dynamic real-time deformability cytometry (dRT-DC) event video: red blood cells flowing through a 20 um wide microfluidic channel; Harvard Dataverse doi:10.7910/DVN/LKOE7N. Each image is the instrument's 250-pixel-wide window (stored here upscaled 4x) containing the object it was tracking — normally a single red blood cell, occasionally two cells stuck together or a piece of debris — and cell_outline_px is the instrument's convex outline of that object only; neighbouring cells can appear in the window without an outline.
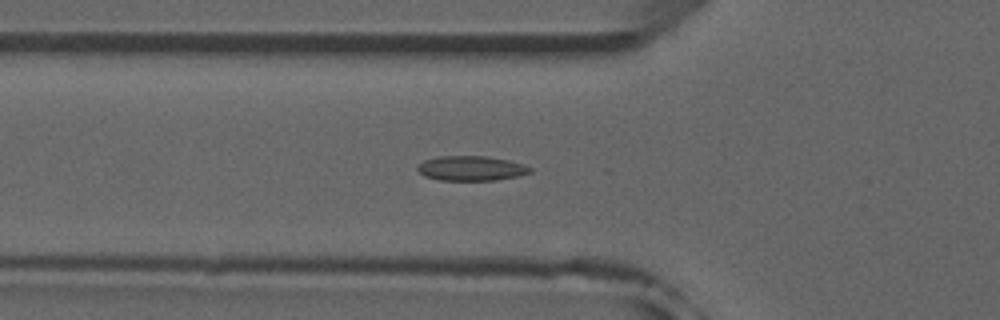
{"species": "common noctule bat (a hibernating species)", "species_latin": "Nyctalus noctula", "temperature_condition": "room temperature", "stored_images_in_passage": 44, "camera_frame_rate_fps": 3000, "um_per_image_px": 0.085, "animal": {"sex": "male", "forearm_length_mm": 52.5}, "frame": {"image": 1, "passage_image": 10, "time_ms": 3.0, "image_size_px": [1000, 320], "cell_outline_px": [[532, 172], [520, 176], [496, 180], [440, 180], [424, 176], [416, 168], [424, 160], [440, 156], [488, 156], [508, 160], [524, 164], [532, 168]], "centroid_in_image_um": [40.09, 14.31], "position_along_channel_um": 85.7, "area_um2": 16.3}}
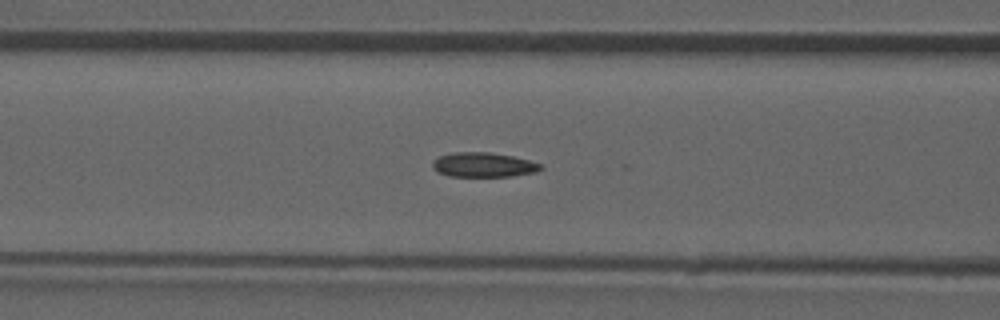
{"frame": {"image": 2, "passage_image": 13, "time_ms": 4.0, "image_size_px": [1000, 320], "cell_outline_px": [[544, 168], [536, 172], [512, 176], [448, 176], [436, 172], [432, 168], [432, 160], [440, 156], [452, 152], [488, 152], [512, 156], [544, 164]], "centroid_in_image_um": [41.08, 14.01], "position_along_channel_um": 125.5, "area_um2": 15.66}}
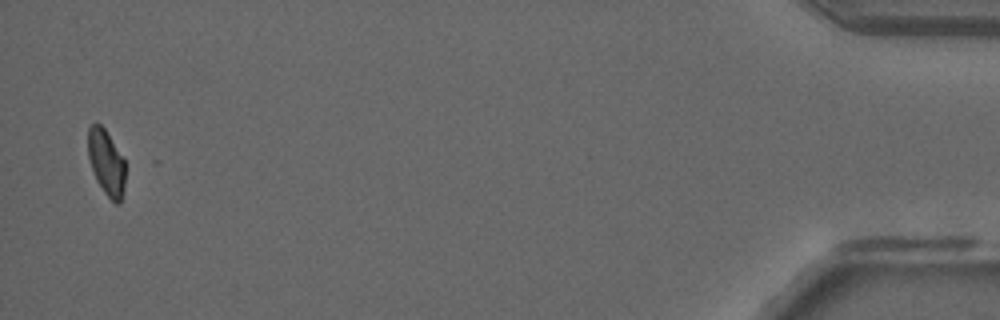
{"frame": {"image": 3, "passage_image": 43, "time_ms": 14.0, "image_size_px": [1000, 320], "cell_outline_px": [[124, 188], [120, 204], [116, 204], [104, 192], [96, 180], [88, 156], [88, 128], [92, 124], [100, 124], [104, 128], [124, 160]], "centroid_in_image_um": [9.02, 13.83], "position_along_channel_um": 426.2, "area_um2": 13.93}, "authors_computed_cell_mechanics": {"area_um2": 15.6638, "velocity_mm_per_s": 3.9226, "shape_relaxation_time_tau1_ms": null, "shape_relaxation_time_tau2_ms": 4.5695, "deformation_change_tau1": null, "deformation_change_tau2": 0.0998}}